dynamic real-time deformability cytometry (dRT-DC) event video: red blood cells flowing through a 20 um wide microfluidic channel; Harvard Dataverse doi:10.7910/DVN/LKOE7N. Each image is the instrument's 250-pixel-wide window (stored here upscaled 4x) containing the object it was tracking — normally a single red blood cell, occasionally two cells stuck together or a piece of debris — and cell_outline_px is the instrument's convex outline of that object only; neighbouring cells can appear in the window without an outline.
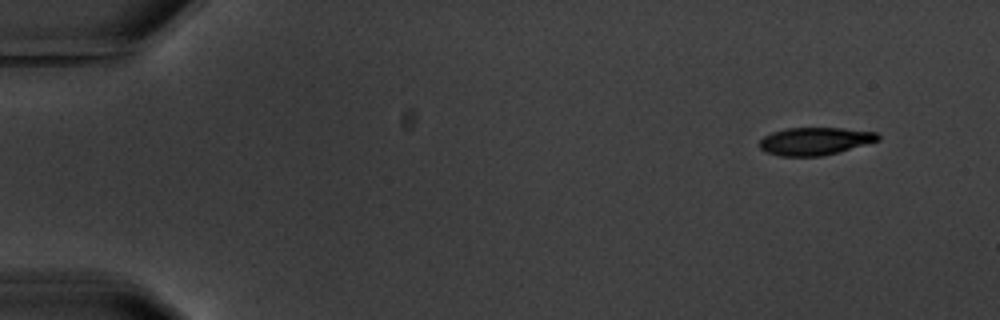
{"species": "common noctule bat (a hibernating species)", "species_latin": "Nyctalus noctula", "temperature_condition": "warm", "stored_images_in_passage": 5, "camera_frame_rate_fps": 3000, "um_per_image_px": 0.085, "animal": {"sex": "male", "body_mass_g": 20.1, "forearm_length_mm": 53.5}, "frame": {"image": 1, "passage_image": 1, "time_ms": 0.0, "image_size_px": [1000, 320], "cell_outline_px": [[880, 140], [836, 152], [820, 156], [780, 156], [768, 152], [760, 148], [760, 140], [764, 136], [772, 132], [788, 128], [844, 128], [876, 132], [880, 136]], "centroid_in_image_um": [69.27, 11.99], "position_along_channel_um": 15.7, "area_um2": 18.84}}
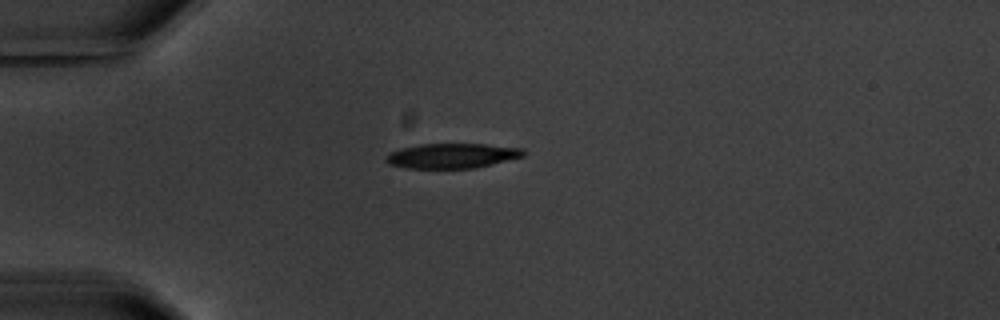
{"frame": {"image": 2, "passage_image": 4, "time_ms": 3.667, "image_size_px": [1000, 320], "cell_outline_px": [[528, 152], [524, 156], [476, 168], [408, 168], [388, 164], [384, 160], [384, 156], [388, 152], [400, 148], [420, 144], [484, 144], [524, 148]], "centroid_in_image_um": [38.41, 13.24], "position_along_channel_um": 46.6, "area_um2": 20.17}}